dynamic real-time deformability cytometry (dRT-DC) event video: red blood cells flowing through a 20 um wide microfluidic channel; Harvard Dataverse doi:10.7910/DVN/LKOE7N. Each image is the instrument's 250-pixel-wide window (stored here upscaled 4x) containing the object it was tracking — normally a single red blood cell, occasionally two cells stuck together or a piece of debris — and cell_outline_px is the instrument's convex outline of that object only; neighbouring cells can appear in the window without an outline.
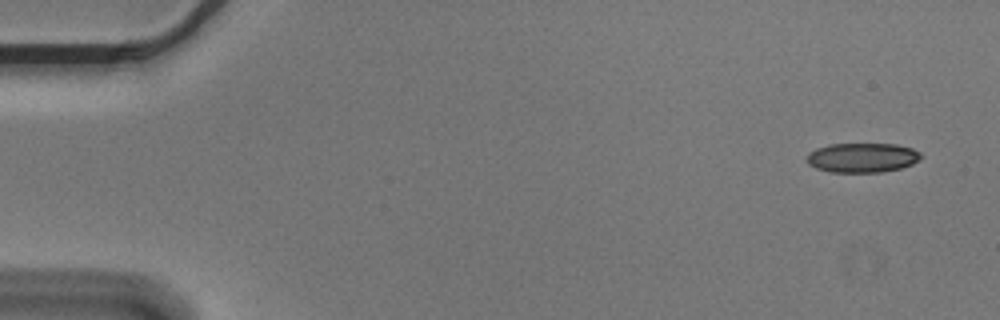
{"species": "Egyptian fruit bat (a non-hibernating species)", "species_latin": "Rousettus aegyptiacus", "temperature_condition": "cold", "stored_images_in_passage": 4, "camera_frame_rate_fps": 3000, "um_per_image_px": 0.085, "animal": {"sex": "male"}, "frame": {"image": 1, "passage_image": 1, "time_ms": 0.0, "image_size_px": [1000, 320], "cell_outline_px": [[924, 156], [920, 160], [912, 164], [900, 168], [880, 172], [828, 172], [816, 168], [808, 164], [808, 152], [816, 148], [828, 144], [896, 144], [912, 148], [920, 152]], "centroid_in_image_um": [73.31, 13.4], "position_along_channel_um": 11.7, "area_um2": 19.77}}
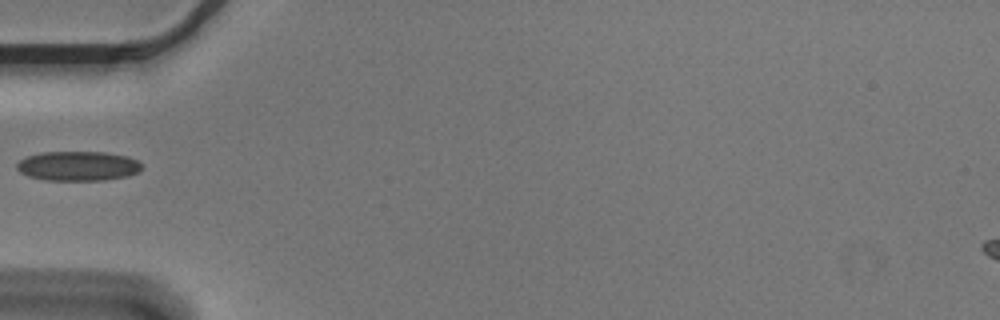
{"frame": {"image": 2, "passage_image": 3, "time_ms": 0.667, "image_size_px": [1000, 320], "cell_outline_px": [[144, 168], [140, 172], [128, 176], [104, 180], [44, 180], [28, 176], [20, 172], [16, 168], [16, 164], [20, 160], [28, 156], [40, 152], [104, 152], [128, 156], [144, 164]], "centroid_in_image_um": [6.67, 14.11], "position_along_channel_um": 78.3, "area_um2": 21.79}}
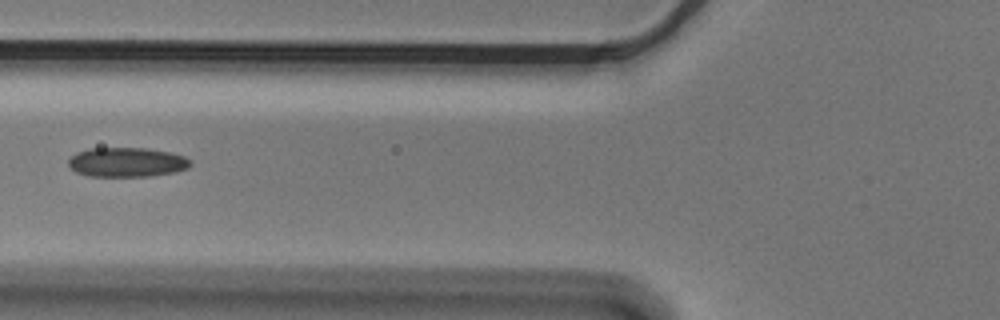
{"frame": {"image": 3, "passage_image": 4, "time_ms": 1.0, "image_size_px": [1000, 320], "cell_outline_px": [[192, 164], [188, 168], [176, 172], [148, 176], [88, 176], [76, 172], [68, 164], [68, 160], [76, 152], [88, 148], [148, 148], [168, 152], [184, 156]], "centroid_in_image_um": [10.77, 13.78], "position_along_channel_um": 115.0, "area_um2": 20.92}}